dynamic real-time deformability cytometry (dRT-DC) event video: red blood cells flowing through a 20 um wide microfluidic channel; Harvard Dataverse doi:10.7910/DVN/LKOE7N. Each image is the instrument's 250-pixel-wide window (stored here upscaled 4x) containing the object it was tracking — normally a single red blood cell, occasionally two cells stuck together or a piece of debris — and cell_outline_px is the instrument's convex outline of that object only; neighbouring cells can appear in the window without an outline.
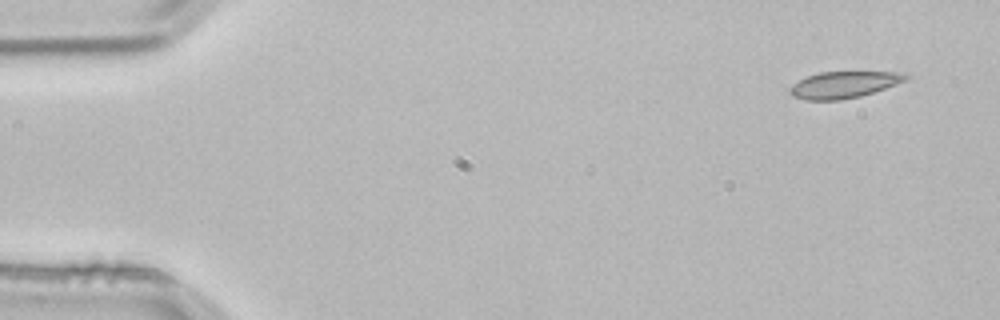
{"species": "common noctule bat (a hibernating species)", "species_latin": "Nyctalus noctula", "temperature_condition": "room temperature", "stored_images_in_passage": 4, "camera_frame_rate_fps": 3000, "um_per_image_px": 0.085, "animal": {"sex": "male", "body_mass_g": 21.5, "forearm_length_mm": 52.0}, "frame": {"image": 1, "passage_image": 1, "time_ms": 0.0, "image_size_px": [1000, 320], "cell_outline_px": [[908, 80], [860, 96], [840, 100], [808, 100], [792, 96], [788, 92], [788, 88], [792, 84], [808, 76], [820, 72], [904, 72], [908, 76]], "centroid_in_image_um": [71.7, 7.2], "position_along_channel_um": 13.3, "area_um2": 17.86}}
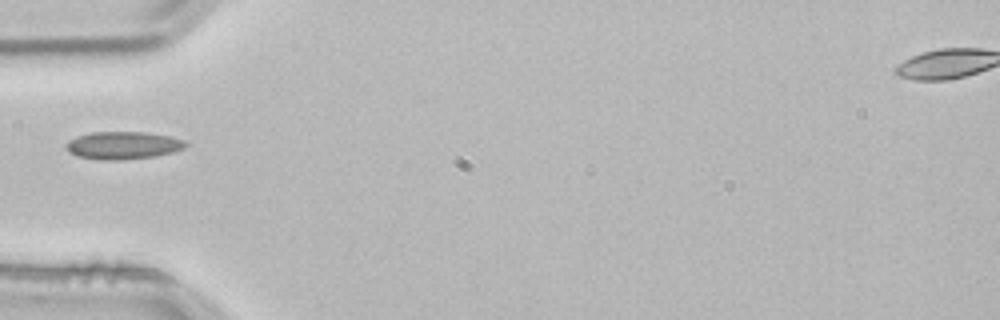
{"frame": {"image": 2, "passage_image": 4, "time_ms": 1.0, "image_size_px": [1000, 320], "cell_outline_px": [[188, 144], [184, 148], [172, 152], [156, 156], [120, 160], [100, 160], [76, 156], [68, 152], [68, 140], [76, 136], [92, 132], [144, 132], [168, 136], [184, 140]], "centroid_in_image_um": [10.45, 12.36], "position_along_channel_um": 74.6, "area_um2": 19.19}}